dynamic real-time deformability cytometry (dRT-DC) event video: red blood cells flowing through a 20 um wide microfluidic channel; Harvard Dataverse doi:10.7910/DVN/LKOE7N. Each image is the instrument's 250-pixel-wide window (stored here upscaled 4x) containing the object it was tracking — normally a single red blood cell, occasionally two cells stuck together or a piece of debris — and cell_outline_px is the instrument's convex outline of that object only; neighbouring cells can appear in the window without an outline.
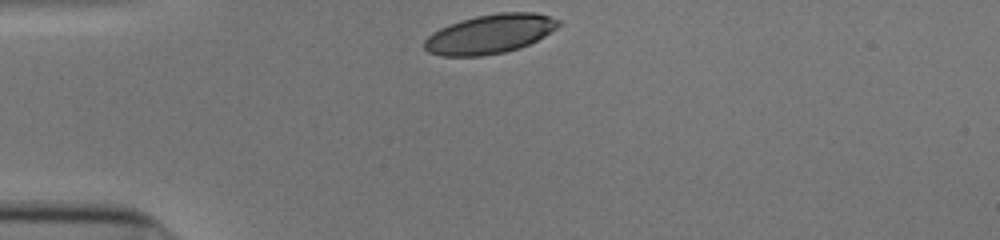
{"species": "human", "species_latin": "Homo sapiens", "temperature_condition": "cold", "stored_images_in_passage": 30, "camera_frame_rate_fps": 3000, "um_per_image_px": 0.085, "donor": {"sex": "male"}, "frame": {"image": 1, "passage_image": 1, "time_ms": 0.0, "image_size_px": [1000, 240], "cell_outline_px": [[560, 24], [556, 28], [544, 36], [520, 48], [504, 52], [480, 56], [440, 56], [428, 52], [424, 48], [424, 40], [432, 32], [448, 24], [460, 20], [476, 16], [500, 12], [536, 12], [560, 20]], "centroid_in_image_um": [41.61, 2.89], "position_along_channel_um": 43.4, "area_um2": 30.63}}
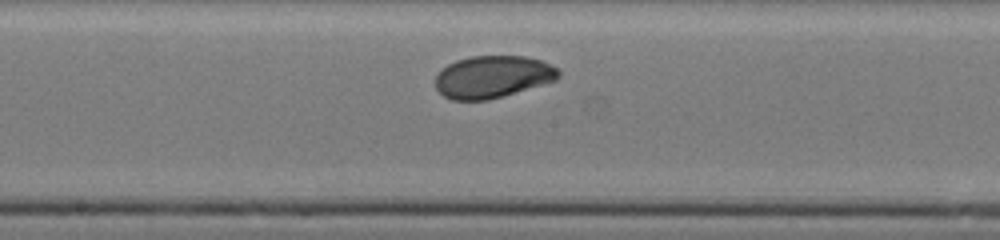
{"frame": {"image": 2, "passage_image": 16, "time_ms": 5.0, "image_size_px": [1000, 240], "cell_outline_px": [[560, 76], [556, 80], [488, 100], [452, 100], [444, 96], [436, 88], [436, 76], [448, 64], [456, 60], [472, 56], [524, 56], [540, 60], [556, 68], [560, 72]], "centroid_in_image_um": [41.86, 6.53], "position_along_channel_um": 206.3, "area_um2": 29.94}}
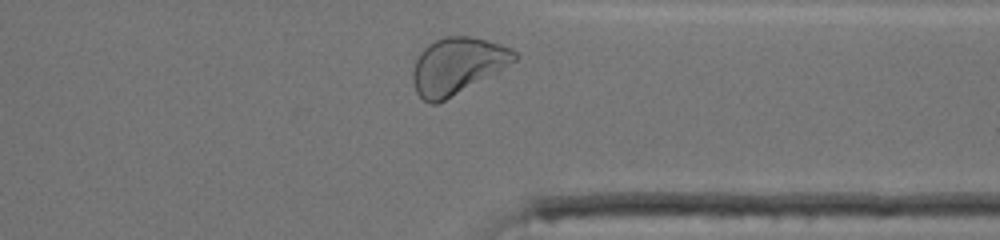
{"frame": {"image": 3, "passage_image": 29, "time_ms": 9.333, "image_size_px": [1000, 240], "cell_outline_px": [[520, 56], [516, 60], [496, 72], [444, 100], [436, 104], [428, 104], [416, 92], [412, 80], [412, 72], [416, 60], [420, 52], [428, 44], [444, 36], [472, 36], [500, 44], [512, 48]], "centroid_in_image_um": [38.85, 5.57], "position_along_channel_um": 372.5, "area_um2": 33.12}, "authors_computed_cell_mechanics": {"area_um2": 30.6051, "velocity_mm_per_s": 3.8544, "shape_relaxation_time_tau1_ms": 2.3548, "shape_relaxation_time_tau2_ms": null, "deformation_change_tau1": 0.1121, "deformation_change_tau2": null}}